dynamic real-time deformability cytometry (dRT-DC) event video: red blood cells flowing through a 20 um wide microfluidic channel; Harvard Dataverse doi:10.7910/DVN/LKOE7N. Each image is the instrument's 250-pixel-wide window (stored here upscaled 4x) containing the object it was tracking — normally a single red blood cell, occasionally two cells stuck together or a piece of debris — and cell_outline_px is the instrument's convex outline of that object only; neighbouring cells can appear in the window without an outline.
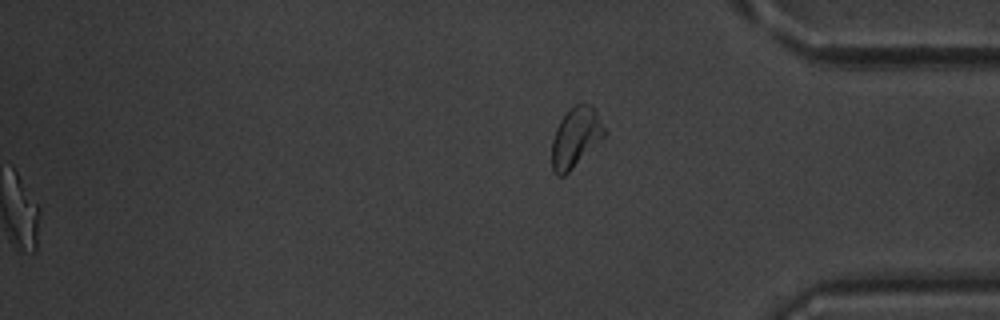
{"species": "common noctule bat (a hibernating species)", "species_latin": "Nyctalus noctula", "temperature_condition": "warm", "stored_images_in_passage": 36, "segment_of_instrument_passage": [2, 2], "camera_frame_rate_fps": 3000, "um_per_image_px": 0.085, "animal": {"sex": "male", "body_mass_g": 20.1, "forearm_length_mm": 53.5}, "frame": {"image": 1, "passage_image": 36, "time_ms": 11.667, "image_size_px": [1000, 320], "cell_outline_px": [[608, 132], [564, 176], [556, 176], [552, 168], [552, 140], [556, 128], [560, 120], [576, 104], [592, 104], [596, 108]], "centroid_in_image_um": [48.95, 11.65], "position_along_channel_um": 386.2, "area_um2": 18.21}}